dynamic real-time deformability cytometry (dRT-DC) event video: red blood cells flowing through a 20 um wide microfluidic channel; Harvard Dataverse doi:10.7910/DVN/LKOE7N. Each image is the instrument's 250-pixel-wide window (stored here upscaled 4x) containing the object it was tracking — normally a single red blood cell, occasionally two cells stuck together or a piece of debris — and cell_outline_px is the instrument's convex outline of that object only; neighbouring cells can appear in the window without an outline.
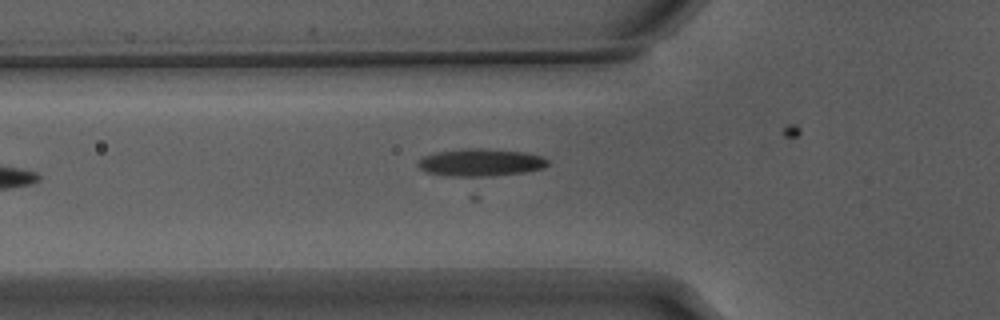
{"species": "Egyptian fruit bat (a non-hibernating species)", "species_latin": "Rousettus aegyptiacus", "temperature_condition": "warm", "stored_images_in_passage": 31, "camera_frame_rate_fps": 3000, "um_per_image_px": 0.085, "animal": {"sex": "male"}, "frame": {"image": 1, "passage_image": 8, "time_ms": 2.333, "image_size_px": [1000, 320], "cell_outline_px": [[548, 164], [544, 168], [524, 172], [480, 180], [468, 180], [444, 176], [424, 172], [416, 164], [420, 156], [436, 152], [460, 148], [488, 148], [524, 152], [544, 156], [548, 160]], "centroid_in_image_um": [40.79, 13.86], "position_along_channel_um": 85.0, "area_um2": 22.43}}
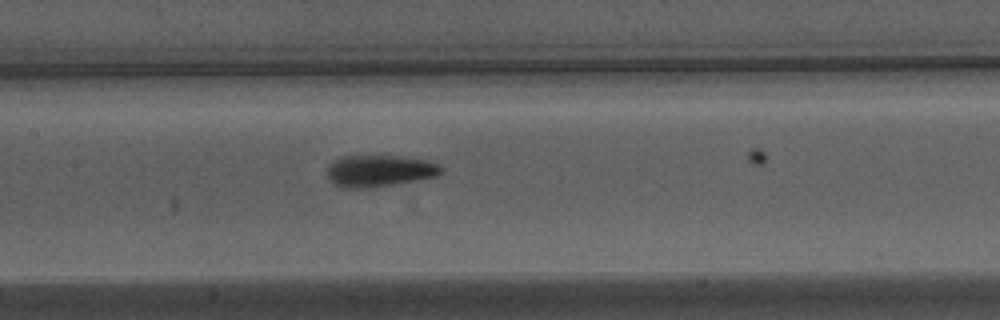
{"frame": {"image": 2, "passage_image": 15, "time_ms": 4.667, "image_size_px": [1000, 320], "cell_outline_px": [[444, 172], [436, 176], [416, 180], [372, 188], [340, 188], [328, 180], [328, 164], [332, 160], [340, 156], [400, 156], [428, 160], [444, 168]], "centroid_in_image_um": [32.22, 14.52], "position_along_channel_um": 175.2, "area_um2": 21.33}}
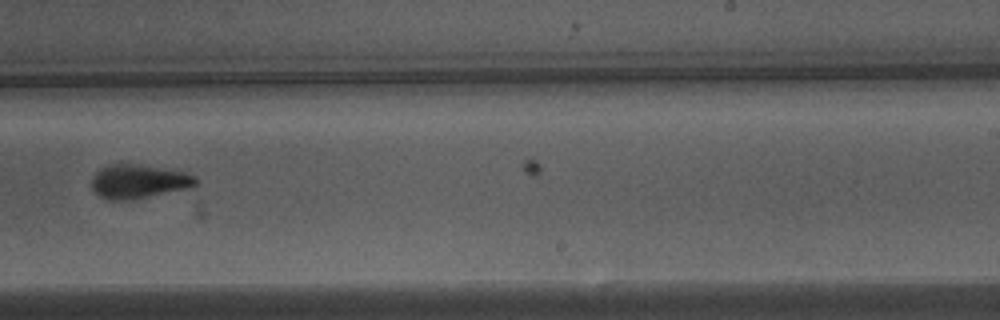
{"frame": {"image": 3, "passage_image": 23, "time_ms": 7.333, "image_size_px": [1000, 320], "cell_outline_px": [[196, 184], [184, 188], [128, 200], [108, 200], [100, 196], [92, 188], [92, 176], [96, 172], [112, 164], [128, 164], [180, 172], [192, 176], [196, 180]], "centroid_in_image_um": [11.66, 15.44], "position_along_channel_um": 277.3, "area_um2": 19.31}}